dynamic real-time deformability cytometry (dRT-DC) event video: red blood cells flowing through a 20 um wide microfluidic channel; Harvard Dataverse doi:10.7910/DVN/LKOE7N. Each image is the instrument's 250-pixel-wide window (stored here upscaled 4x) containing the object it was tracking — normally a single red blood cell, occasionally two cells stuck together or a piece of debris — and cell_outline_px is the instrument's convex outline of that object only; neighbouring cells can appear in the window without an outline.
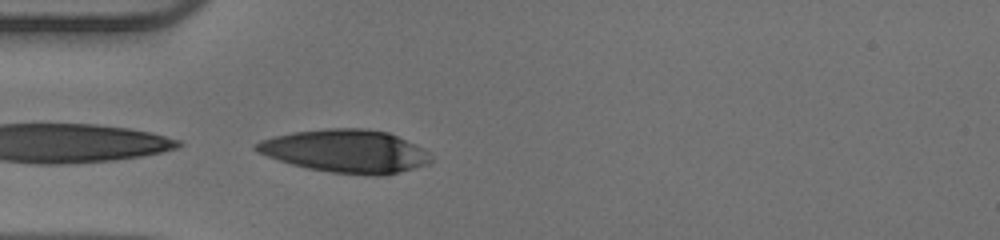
{"species": "human", "species_latin": "Homo sapiens", "temperature_condition": "warm", "stored_images_in_passage": 7, "camera_frame_rate_fps": 3000, "um_per_image_px": 0.085, "donor": {"sex": "male"}, "frame": {"image": 1, "passage_image": 7, "time_ms": 2.0, "image_size_px": [1000, 240], "cell_outline_px": [[432, 160], [428, 164], [400, 172], [384, 176], [376, 176], [332, 172], [308, 168], [292, 164], [256, 152], [252, 148], [252, 144], [260, 140], [292, 132], [324, 128], [364, 128], [388, 132], [420, 148]], "centroid_in_image_um": [29.32, 12.84], "position_along_channel_um": 55.7, "area_um2": 43.41}}